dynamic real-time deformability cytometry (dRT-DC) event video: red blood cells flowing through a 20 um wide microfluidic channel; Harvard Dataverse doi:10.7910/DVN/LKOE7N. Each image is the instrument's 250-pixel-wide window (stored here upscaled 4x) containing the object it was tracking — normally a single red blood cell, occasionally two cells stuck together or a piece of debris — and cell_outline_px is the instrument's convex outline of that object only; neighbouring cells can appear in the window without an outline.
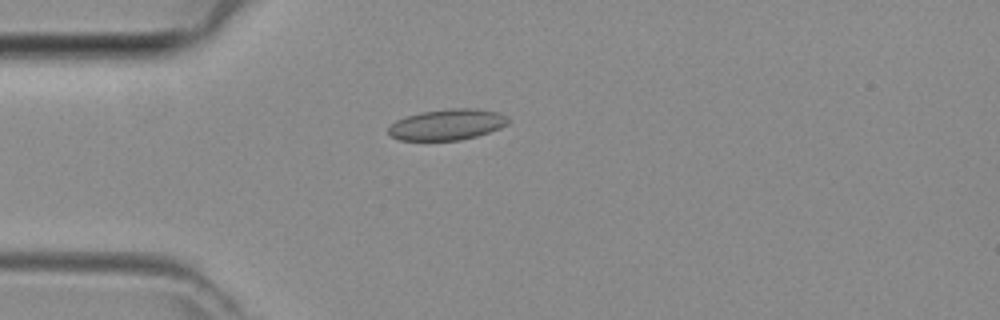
{"species": "common noctule bat (a hibernating species)", "species_latin": "Nyctalus noctula", "temperature_condition": "room temperature", "stored_images_in_passage": 41, "camera_frame_rate_fps": 3000, "um_per_image_px": 0.085, "animal": {"sex": "female", "body_mass_g": 29.2, "forearm_length_mm": 56.3}, "frame": {"image": 1, "passage_image": 7, "time_ms": 2.0, "image_size_px": [1000, 320], "cell_outline_px": [[508, 124], [500, 128], [476, 136], [460, 140], [400, 140], [392, 136], [388, 132], [388, 128], [396, 120], [404, 116], [424, 112], [448, 108], [476, 108], [500, 112], [508, 116]], "centroid_in_image_um": [38.03, 10.57], "position_along_channel_um": 47.0, "area_um2": 21.62}}
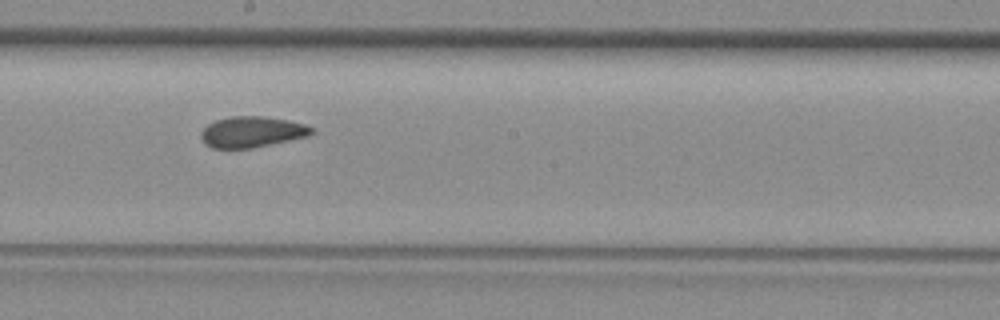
{"frame": {"image": 2, "passage_image": 20, "time_ms": 6.333, "image_size_px": [1000, 320], "cell_outline_px": [[316, 132], [308, 136], [252, 148], [212, 148], [204, 144], [200, 136], [200, 132], [208, 124], [216, 120], [232, 116], [264, 116], [288, 120], [304, 124], [316, 128]], "centroid_in_image_um": [21.43, 11.21], "position_along_channel_um": 226.8, "area_um2": 20.06}}
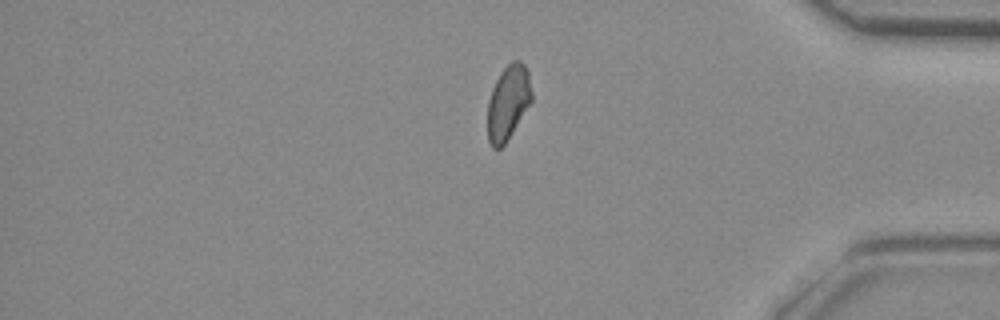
{"frame": {"image": 3, "passage_image": 33, "time_ms": 10.667, "image_size_px": [1000, 320], "cell_outline_px": [[532, 100], [504, 144], [500, 148], [492, 148], [488, 140], [488, 100], [492, 88], [500, 72], [512, 60], [520, 60], [524, 64], [528, 72], [532, 92]], "centroid_in_image_um": [43.18, 8.68], "position_along_channel_um": 392.0, "area_um2": 18.96}}